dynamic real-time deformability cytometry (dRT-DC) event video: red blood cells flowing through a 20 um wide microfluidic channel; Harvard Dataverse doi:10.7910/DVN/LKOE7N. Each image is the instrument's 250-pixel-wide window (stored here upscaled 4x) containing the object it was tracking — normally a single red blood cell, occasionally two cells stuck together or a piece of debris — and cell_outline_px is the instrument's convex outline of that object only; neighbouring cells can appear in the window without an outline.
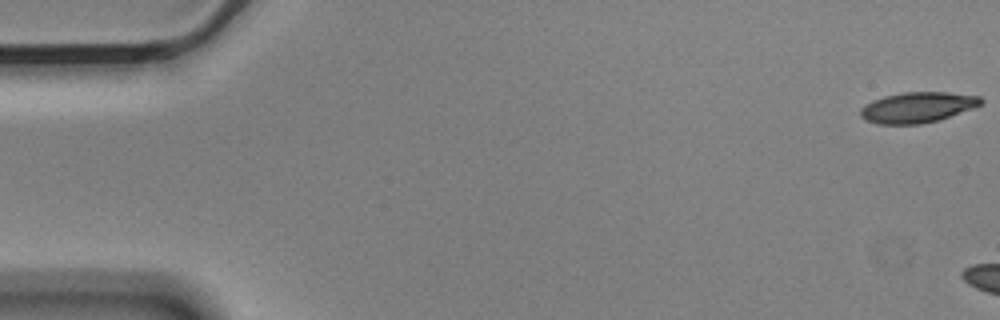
{"species": "Egyptian fruit bat (a non-hibernating species)", "species_latin": "Rousettus aegyptiacus", "temperature_condition": "cold", "stored_images_in_passage": 6, "camera_frame_rate_fps": 3000, "um_per_image_px": 0.085, "animal": {"sex": "male"}, "frame": {"image": 1, "passage_image": 1, "time_ms": 0.0, "image_size_px": [1000, 320], "cell_outline_px": [[984, 100], [980, 104], [972, 108], [940, 120], [920, 124], [876, 124], [864, 120], [860, 116], [860, 108], [872, 100], [884, 96], [904, 92], [948, 92], [980, 96]], "centroid_in_image_um": [77.96, 9.13], "position_along_channel_um": 7.0, "area_um2": 21.56}}